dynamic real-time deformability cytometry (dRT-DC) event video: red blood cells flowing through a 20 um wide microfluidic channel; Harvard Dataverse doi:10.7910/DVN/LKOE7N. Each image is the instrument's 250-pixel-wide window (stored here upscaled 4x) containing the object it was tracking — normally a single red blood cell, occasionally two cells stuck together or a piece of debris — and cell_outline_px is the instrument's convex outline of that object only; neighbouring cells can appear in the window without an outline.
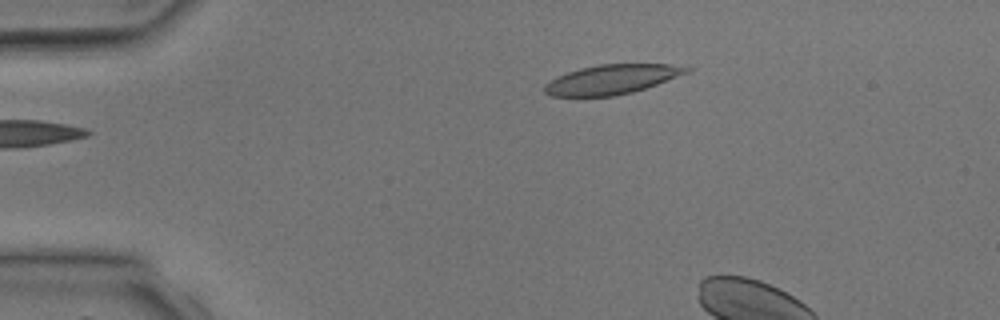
{"species": "common noctule bat (a hibernating species)", "species_latin": "Nyctalus noctula", "temperature_condition": "room temperature", "stored_images_in_passage": 2, "camera_frame_rate_fps": 3000, "um_per_image_px": 0.085, "animal": {"sex": "male", "body_mass_g": 17.9, "forearm_length_mm": 54.2}, "frame": {"image": 1, "passage_image": 2, "time_ms": 1.333, "image_size_px": [1000, 320], "cell_outline_px": [[692, 72], [632, 92], [616, 96], [552, 96], [544, 92], [544, 84], [568, 72], [580, 68], [600, 64], [668, 64], [692, 68]], "centroid_in_image_um": [52.04, 6.75], "position_along_channel_um": 33.0, "area_um2": 24.22}}